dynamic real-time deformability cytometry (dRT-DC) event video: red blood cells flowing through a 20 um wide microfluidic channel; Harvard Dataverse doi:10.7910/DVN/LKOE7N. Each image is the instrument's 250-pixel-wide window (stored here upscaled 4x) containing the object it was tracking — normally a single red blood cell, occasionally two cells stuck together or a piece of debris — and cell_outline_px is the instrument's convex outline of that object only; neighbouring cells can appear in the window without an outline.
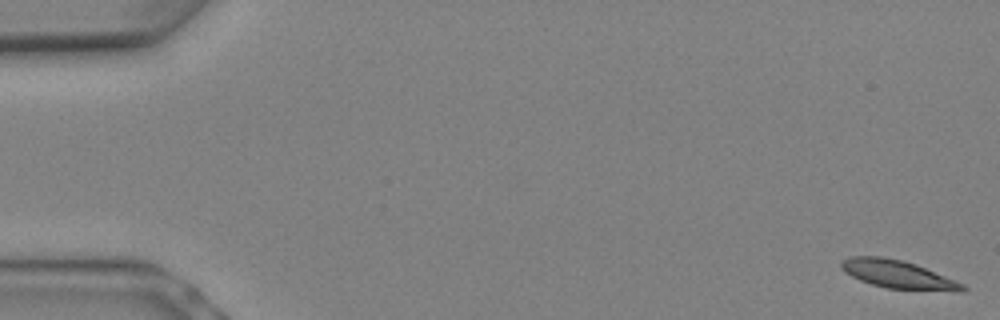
{"species": "Egyptian fruit bat (a non-hibernating species)", "species_latin": "Rousettus aegyptiacus", "temperature_condition": "warm", "stored_images_in_passage": 5, "camera_frame_rate_fps": 3000, "um_per_image_px": 0.085, "animal": {"sex": "female"}, "frame": {"image": 1, "passage_image": 1, "time_ms": 0.0, "image_size_px": [1000, 320], "cell_outline_px": [[968, 288], [964, 292], [956, 292], [888, 288], [872, 284], [860, 280], [844, 272], [840, 268], [840, 264], [848, 256], [880, 256], [900, 260], [916, 264], [964, 284]], "centroid_in_image_um": [76.35, 23.33], "position_along_channel_um": 8.7, "area_um2": 19.88}}